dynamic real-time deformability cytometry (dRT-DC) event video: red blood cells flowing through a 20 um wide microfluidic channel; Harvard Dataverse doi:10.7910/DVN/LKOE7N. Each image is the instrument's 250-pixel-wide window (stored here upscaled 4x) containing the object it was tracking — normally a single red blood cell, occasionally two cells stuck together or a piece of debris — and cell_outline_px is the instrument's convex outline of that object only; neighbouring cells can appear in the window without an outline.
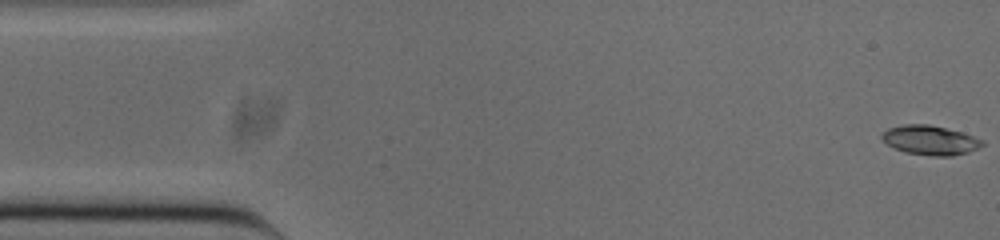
{"species": "common noctule bat (a hibernating species)", "species_latin": "Nyctalus noctula", "temperature_condition": "cold", "stored_images_in_passage": 52, "camera_frame_rate_fps": 3000, "um_per_image_px": 0.085, "animal": {"sex": "male", "body_mass_g": 20.0, "forearm_length_mm": 53.3}, "frame": {"image": 1, "passage_image": 1, "time_ms": 0.0, "image_size_px": [1000, 240], "cell_outline_px": [[984, 144], [968, 152], [952, 156], [932, 156], [904, 152], [892, 148], [880, 136], [888, 128], [904, 124], [928, 124], [960, 132], [984, 140]], "centroid_in_image_um": [79.03, 11.92], "position_along_channel_um": 6.0, "area_um2": 17.05}}
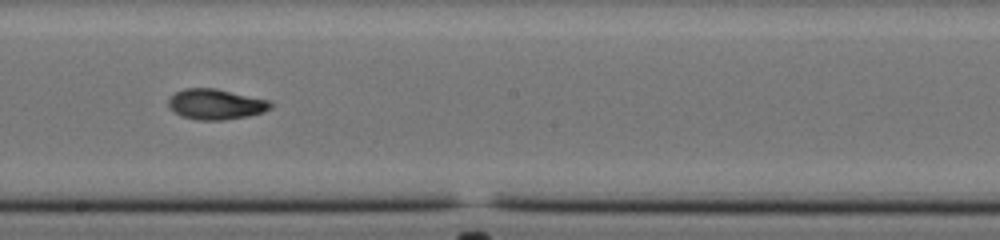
{"frame": {"image": 2, "passage_image": 28, "time_ms": 9.0, "image_size_px": [1000, 240], "cell_outline_px": [[272, 108], [264, 112], [248, 116], [224, 120], [196, 120], [180, 116], [168, 108], [168, 100], [176, 92], [184, 88], [216, 88], [272, 100]], "centroid_in_image_um": [18.36, 8.86], "position_along_channel_um": 229.8, "area_um2": 18.5}}
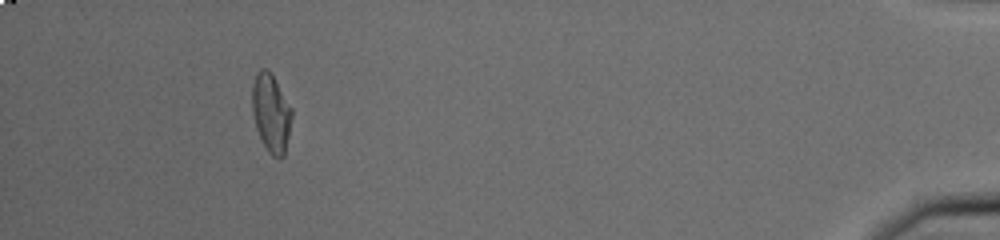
{"frame": {"image": 3, "passage_image": 48, "time_ms": 15.667, "image_size_px": [1000, 240], "cell_outline_px": [[292, 116], [284, 156], [272, 156], [268, 152], [256, 128], [252, 112], [252, 84], [256, 72], [260, 68], [268, 68], [272, 72], [292, 108]], "centroid_in_image_um": [23.03, 9.52], "position_along_channel_um": 412.2, "area_um2": 18.21}, "authors_computed_cell_mechanics": {"area_um2": 17.8313, "velocity_mm_per_s": 3.8555, "shape_relaxation_time_tau1_ms": 5.7379, "shape_relaxation_time_tau2_ms": 3.2078, "deformation_change_tau1": 0.2143, "deformation_change_tau2": 0.0825}}